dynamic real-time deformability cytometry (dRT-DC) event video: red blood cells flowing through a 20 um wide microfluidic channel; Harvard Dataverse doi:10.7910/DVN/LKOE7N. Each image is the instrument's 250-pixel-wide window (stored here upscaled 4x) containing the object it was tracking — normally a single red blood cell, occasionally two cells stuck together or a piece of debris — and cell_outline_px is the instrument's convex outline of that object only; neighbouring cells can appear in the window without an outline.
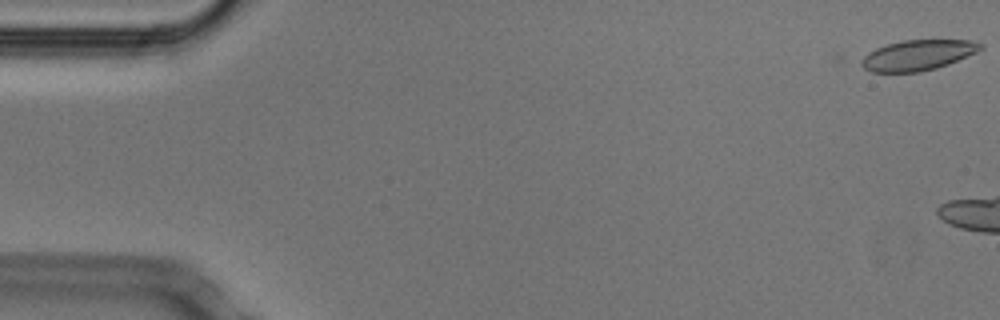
{"species": "Egyptian fruit bat (a non-hibernating species)", "species_latin": "Rousettus aegyptiacus", "temperature_condition": "cold", "stored_images_in_passage": 10, "camera_frame_rate_fps": 3000, "um_per_image_px": 0.085, "animal": {"sex": "male"}, "frame": {"image": 1, "passage_image": 1, "time_ms": 0.0, "image_size_px": [1000, 320], "cell_outline_px": [[984, 48], [976, 52], [948, 64], [936, 68], [920, 72], [872, 72], [864, 68], [860, 64], [864, 56], [868, 52], [876, 48], [900, 40], [972, 40], [984, 44]], "centroid_in_image_um": [78.02, 4.68], "position_along_channel_um": 7.0, "area_um2": 21.1}}